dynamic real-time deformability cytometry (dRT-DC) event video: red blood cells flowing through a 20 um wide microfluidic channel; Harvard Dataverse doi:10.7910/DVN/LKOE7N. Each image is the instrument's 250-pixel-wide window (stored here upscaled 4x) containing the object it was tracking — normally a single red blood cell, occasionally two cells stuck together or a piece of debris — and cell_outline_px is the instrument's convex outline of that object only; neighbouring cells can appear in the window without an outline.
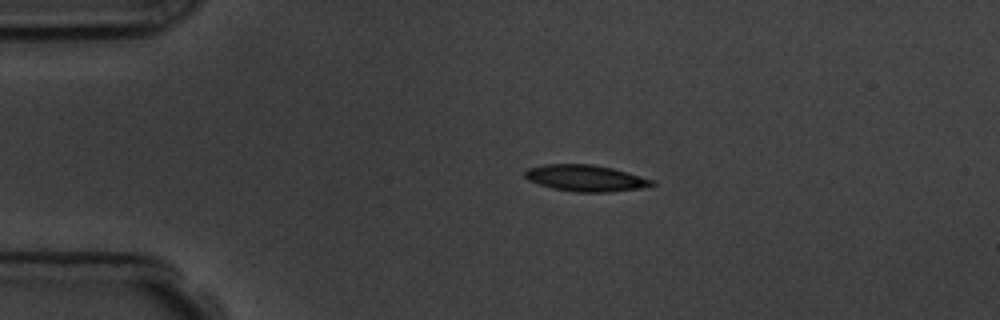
{"species": "common noctule bat (a hibernating species)", "species_latin": "Nyctalus noctula", "temperature_condition": "room temperature", "stored_images_in_passage": 2, "camera_frame_rate_fps": 3000, "um_per_image_px": 0.085, "animal": {"sex": "male", "body_mass_g": 19.5, "forearm_length_mm": 54.6}, "frame": {"image": 1, "passage_image": 1, "time_ms": 0.0, "image_size_px": [1000, 320], "cell_outline_px": [[656, 184], [636, 188], [608, 192], [576, 192], [552, 188], [528, 180], [524, 176], [524, 172], [528, 168], [544, 164], [592, 164], [612, 168], [656, 180]], "centroid_in_image_um": [49.76, 15.13], "position_along_channel_um": 35.2, "area_um2": 19.42}}